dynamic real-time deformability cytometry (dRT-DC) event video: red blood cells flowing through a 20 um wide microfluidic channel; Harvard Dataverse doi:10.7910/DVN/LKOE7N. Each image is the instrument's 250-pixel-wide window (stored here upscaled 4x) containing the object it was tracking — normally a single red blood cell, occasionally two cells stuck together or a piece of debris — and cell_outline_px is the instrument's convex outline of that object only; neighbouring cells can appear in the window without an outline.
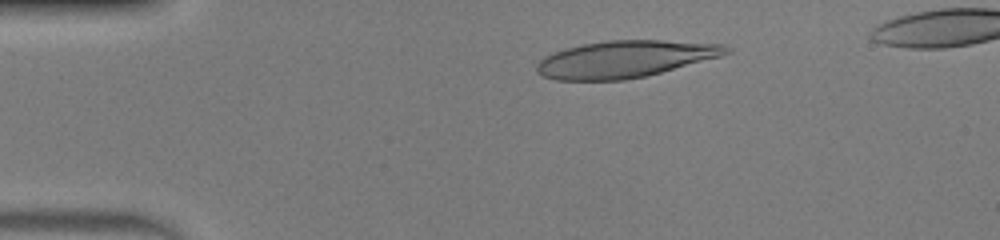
{"species": "human", "species_latin": "Homo sapiens", "temperature_condition": "warm", "stored_images_in_passage": 48, "camera_frame_rate_fps": 3000, "um_per_image_px": 0.085, "donor": {"sex": "male"}, "frame": {"image": 1, "passage_image": 9, "time_ms": 2.667, "image_size_px": [1000, 240], "cell_outline_px": [[732, 52], [720, 56], [648, 76], [624, 80], [556, 80], [544, 76], [536, 72], [536, 64], [544, 56], [552, 52], [564, 48], [584, 44], [608, 40], [664, 40], [724, 44], [732, 48]], "centroid_in_image_um": [53.12, 5.02], "position_along_channel_um": 31.9, "area_um2": 40.98}}
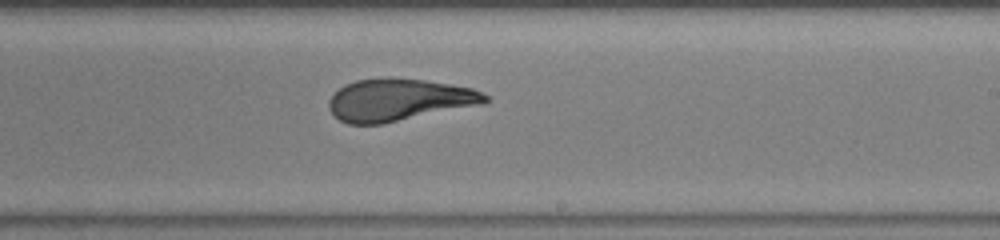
{"frame": {"image": 2, "passage_image": 29, "time_ms": 9.333, "image_size_px": [1000, 240], "cell_outline_px": [[488, 100], [484, 104], [380, 124], [348, 124], [340, 120], [328, 108], [328, 100], [344, 84], [356, 80], [388, 76], [424, 80], [472, 88], [488, 96]], "centroid_in_image_um": [33.88, 8.47], "position_along_channel_um": 255.1, "area_um2": 38.38}}
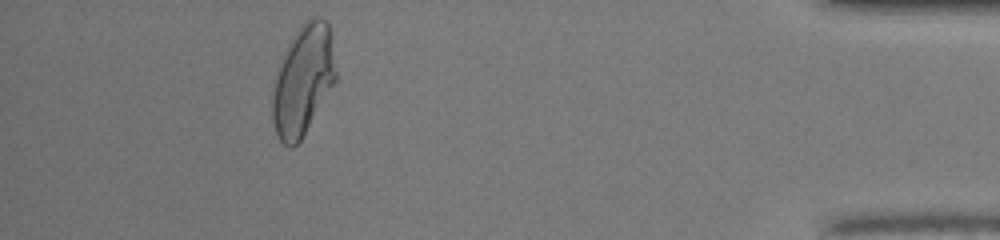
{"frame": {"image": 3, "passage_image": 44, "time_ms": 14.333, "image_size_px": [1000, 240], "cell_outline_px": [[336, 80], [300, 140], [292, 148], [288, 148], [276, 136], [272, 120], [272, 96], [276, 76], [280, 64], [288, 44], [300, 24], [304, 20], [312, 16], [320, 16], [328, 24], [336, 72]], "centroid_in_image_um": [25.74, 6.82], "position_along_channel_um": 409.5, "area_um2": 40.11}}